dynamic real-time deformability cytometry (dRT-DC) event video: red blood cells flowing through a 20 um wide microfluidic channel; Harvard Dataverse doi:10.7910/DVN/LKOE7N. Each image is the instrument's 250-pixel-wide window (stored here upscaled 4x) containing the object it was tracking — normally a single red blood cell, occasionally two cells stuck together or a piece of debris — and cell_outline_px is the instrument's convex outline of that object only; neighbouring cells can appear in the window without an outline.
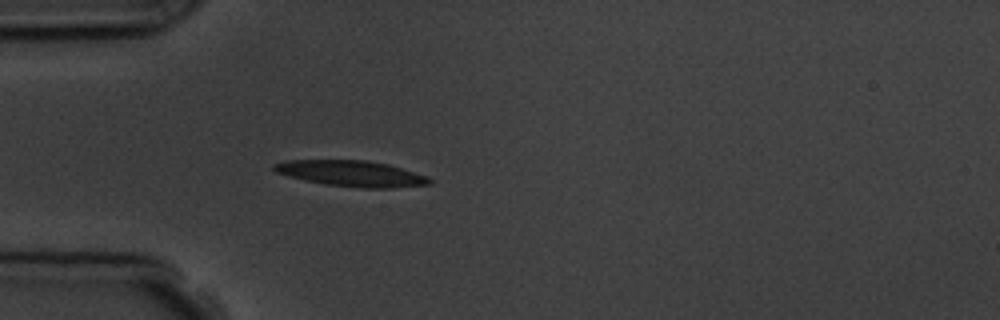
{"species": "common noctule bat (a hibernating species)", "species_latin": "Nyctalus noctula", "temperature_condition": "room temperature", "stored_images_in_passage": 4, "camera_frame_rate_fps": 3000, "um_per_image_px": 0.085, "animal": {"sex": "male", "body_mass_g": 19.5, "forearm_length_mm": 54.6}, "frame": {"image": 1, "passage_image": 4, "time_ms": 3.667, "image_size_px": [1000, 320], "cell_outline_px": [[432, 184], [392, 188], [360, 188], [324, 184], [304, 180], [288, 176], [276, 172], [272, 168], [272, 164], [284, 160], [364, 160], [388, 164], [428, 176], [432, 180]], "centroid_in_image_um": [29.86, 14.75], "position_along_channel_um": 55.1, "area_um2": 23.58}}